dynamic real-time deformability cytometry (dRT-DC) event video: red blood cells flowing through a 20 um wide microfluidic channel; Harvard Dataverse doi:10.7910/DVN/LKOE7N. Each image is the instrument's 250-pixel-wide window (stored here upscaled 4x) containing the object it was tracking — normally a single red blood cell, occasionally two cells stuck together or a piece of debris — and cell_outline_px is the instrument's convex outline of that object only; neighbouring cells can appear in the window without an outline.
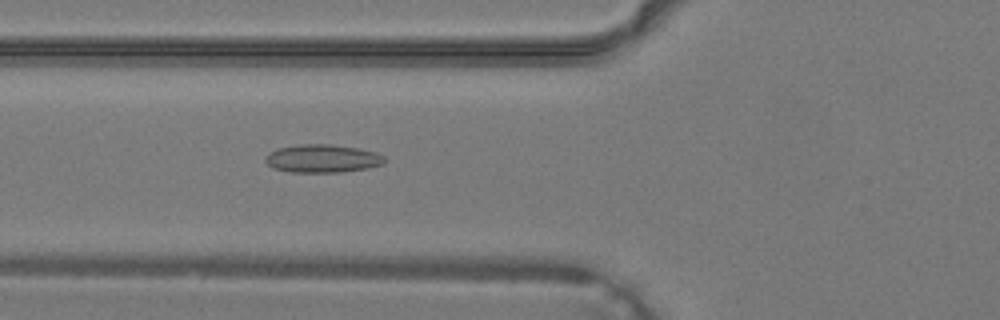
{"species": "common noctule bat (a hibernating species)", "species_latin": "Nyctalus noctula", "temperature_condition": "warm", "stored_images_in_passage": 40, "camera_frame_rate_fps": 3000, "um_per_image_px": 0.085, "animal": {"sex": "male", "body_mass_g": 19.2, "forearm_length_mm": 51.8}, "frame": {"image": 1, "passage_image": 16, "time_ms": 5.0, "image_size_px": [1000, 320], "cell_outline_px": [[384, 164], [368, 168], [340, 172], [288, 172], [272, 168], [264, 160], [268, 152], [280, 148], [296, 144], [328, 144], [360, 148], [376, 152], [384, 156]], "centroid_in_image_um": [27.39, 13.47], "position_along_channel_um": 98.4, "area_um2": 19.65}}
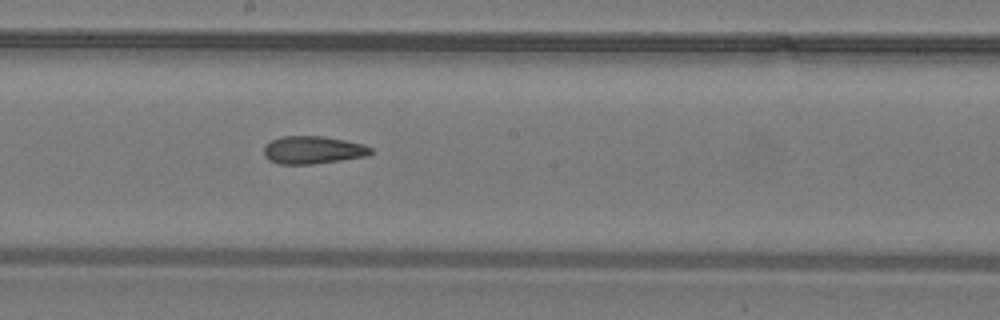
{"frame": {"image": 2, "passage_image": 23, "time_ms": 7.333, "image_size_px": [1000, 320], "cell_outline_px": [[372, 152], [368, 156], [312, 164], [280, 164], [268, 160], [264, 156], [264, 148], [272, 140], [280, 136], [324, 136], [364, 144], [372, 148]], "centroid_in_image_um": [26.6, 12.75], "position_along_channel_um": 221.6, "area_um2": 17.28}}
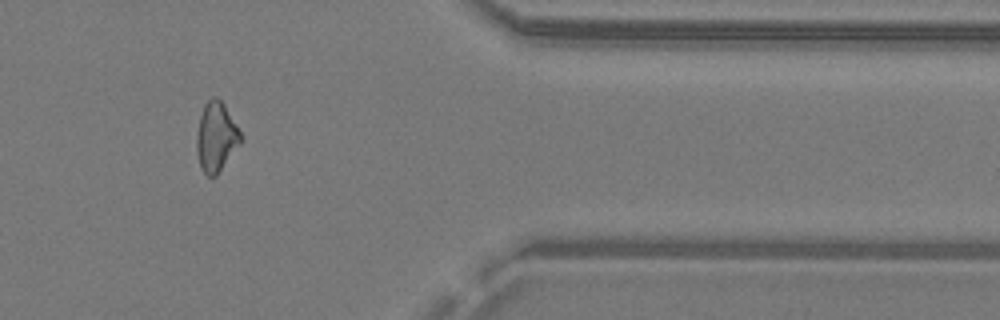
{"frame": {"image": 3, "passage_image": 34, "time_ms": 11.0, "image_size_px": [1000, 320], "cell_outline_px": [[240, 144], [216, 176], [208, 176], [200, 168], [196, 148], [196, 136], [200, 116], [204, 104], [212, 96], [216, 96], [224, 104], [236, 124], [240, 132]], "centroid_in_image_um": [18.35, 11.63], "position_along_channel_um": 393.1, "area_um2": 17.69}}